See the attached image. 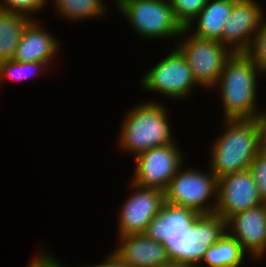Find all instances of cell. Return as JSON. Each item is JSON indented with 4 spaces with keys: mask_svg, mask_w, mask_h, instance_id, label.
I'll return each instance as SVG.
<instances>
[{
    "mask_svg": "<svg viewBox=\"0 0 266 267\" xmlns=\"http://www.w3.org/2000/svg\"><path fill=\"white\" fill-rule=\"evenodd\" d=\"M230 231V232H229ZM226 232L252 257L266 254V203L235 214L226 220Z\"/></svg>",
    "mask_w": 266,
    "mask_h": 267,
    "instance_id": "4fadbf2b",
    "label": "cell"
},
{
    "mask_svg": "<svg viewBox=\"0 0 266 267\" xmlns=\"http://www.w3.org/2000/svg\"><path fill=\"white\" fill-rule=\"evenodd\" d=\"M226 232V221L213 214H200L190 232L164 243L170 261L201 265L205 252Z\"/></svg>",
    "mask_w": 266,
    "mask_h": 267,
    "instance_id": "8992f818",
    "label": "cell"
},
{
    "mask_svg": "<svg viewBox=\"0 0 266 267\" xmlns=\"http://www.w3.org/2000/svg\"><path fill=\"white\" fill-rule=\"evenodd\" d=\"M161 267H201L200 265L188 264L182 262L169 261L166 264H163Z\"/></svg>",
    "mask_w": 266,
    "mask_h": 267,
    "instance_id": "f1b7e54d",
    "label": "cell"
},
{
    "mask_svg": "<svg viewBox=\"0 0 266 267\" xmlns=\"http://www.w3.org/2000/svg\"><path fill=\"white\" fill-rule=\"evenodd\" d=\"M181 168L164 190L165 203L188 208L198 214H213L218 200V178L211 170L202 173L191 168L181 171ZM209 200H212L210 204Z\"/></svg>",
    "mask_w": 266,
    "mask_h": 267,
    "instance_id": "5b68a950",
    "label": "cell"
},
{
    "mask_svg": "<svg viewBox=\"0 0 266 267\" xmlns=\"http://www.w3.org/2000/svg\"><path fill=\"white\" fill-rule=\"evenodd\" d=\"M33 260V261H32ZM27 267H47V253L38 254L37 256H34L33 259H31V262L28 264Z\"/></svg>",
    "mask_w": 266,
    "mask_h": 267,
    "instance_id": "83f0119b",
    "label": "cell"
},
{
    "mask_svg": "<svg viewBox=\"0 0 266 267\" xmlns=\"http://www.w3.org/2000/svg\"><path fill=\"white\" fill-rule=\"evenodd\" d=\"M115 6L134 28L145 38H178L187 32L176 20L169 0H115ZM117 4V5H116Z\"/></svg>",
    "mask_w": 266,
    "mask_h": 267,
    "instance_id": "277c9868",
    "label": "cell"
},
{
    "mask_svg": "<svg viewBox=\"0 0 266 267\" xmlns=\"http://www.w3.org/2000/svg\"><path fill=\"white\" fill-rule=\"evenodd\" d=\"M165 109L159 102L147 101L129 110L119 133L120 150L132 152L136 157L154 147L176 143Z\"/></svg>",
    "mask_w": 266,
    "mask_h": 267,
    "instance_id": "3957f363",
    "label": "cell"
},
{
    "mask_svg": "<svg viewBox=\"0 0 266 267\" xmlns=\"http://www.w3.org/2000/svg\"><path fill=\"white\" fill-rule=\"evenodd\" d=\"M245 54L266 74V18H263L260 29L252 39L251 46Z\"/></svg>",
    "mask_w": 266,
    "mask_h": 267,
    "instance_id": "603a6c76",
    "label": "cell"
},
{
    "mask_svg": "<svg viewBox=\"0 0 266 267\" xmlns=\"http://www.w3.org/2000/svg\"><path fill=\"white\" fill-rule=\"evenodd\" d=\"M47 267H63V265L54 258V256L47 254Z\"/></svg>",
    "mask_w": 266,
    "mask_h": 267,
    "instance_id": "f546056e",
    "label": "cell"
},
{
    "mask_svg": "<svg viewBox=\"0 0 266 267\" xmlns=\"http://www.w3.org/2000/svg\"><path fill=\"white\" fill-rule=\"evenodd\" d=\"M249 170L253 174L258 194L263 203H266V151L260 150L250 164Z\"/></svg>",
    "mask_w": 266,
    "mask_h": 267,
    "instance_id": "d4e9b609",
    "label": "cell"
},
{
    "mask_svg": "<svg viewBox=\"0 0 266 267\" xmlns=\"http://www.w3.org/2000/svg\"><path fill=\"white\" fill-rule=\"evenodd\" d=\"M47 3L48 0H1L0 10L20 14L31 20H36V18L32 19V13L34 14L36 11H42Z\"/></svg>",
    "mask_w": 266,
    "mask_h": 267,
    "instance_id": "cb8c5ba5",
    "label": "cell"
},
{
    "mask_svg": "<svg viewBox=\"0 0 266 267\" xmlns=\"http://www.w3.org/2000/svg\"><path fill=\"white\" fill-rule=\"evenodd\" d=\"M245 253L240 243L227 232L205 252L202 263L208 267H240Z\"/></svg>",
    "mask_w": 266,
    "mask_h": 267,
    "instance_id": "d6986e66",
    "label": "cell"
},
{
    "mask_svg": "<svg viewBox=\"0 0 266 267\" xmlns=\"http://www.w3.org/2000/svg\"><path fill=\"white\" fill-rule=\"evenodd\" d=\"M237 0H209L193 21L185 28L192 29L196 20V31L193 36L200 39L219 41L226 20L231 14L234 3ZM192 25V26H191Z\"/></svg>",
    "mask_w": 266,
    "mask_h": 267,
    "instance_id": "e0dca14e",
    "label": "cell"
},
{
    "mask_svg": "<svg viewBox=\"0 0 266 267\" xmlns=\"http://www.w3.org/2000/svg\"><path fill=\"white\" fill-rule=\"evenodd\" d=\"M31 19L0 10V62L12 60L24 29Z\"/></svg>",
    "mask_w": 266,
    "mask_h": 267,
    "instance_id": "ac0fdd59",
    "label": "cell"
},
{
    "mask_svg": "<svg viewBox=\"0 0 266 267\" xmlns=\"http://www.w3.org/2000/svg\"><path fill=\"white\" fill-rule=\"evenodd\" d=\"M182 160V153L176 143L146 150L136 156L132 183L164 191L183 165Z\"/></svg>",
    "mask_w": 266,
    "mask_h": 267,
    "instance_id": "9c48e42d",
    "label": "cell"
},
{
    "mask_svg": "<svg viewBox=\"0 0 266 267\" xmlns=\"http://www.w3.org/2000/svg\"><path fill=\"white\" fill-rule=\"evenodd\" d=\"M257 3L256 0H237L234 3L219 40L233 53H245L261 27L265 16Z\"/></svg>",
    "mask_w": 266,
    "mask_h": 267,
    "instance_id": "7c38bea8",
    "label": "cell"
},
{
    "mask_svg": "<svg viewBox=\"0 0 266 267\" xmlns=\"http://www.w3.org/2000/svg\"><path fill=\"white\" fill-rule=\"evenodd\" d=\"M224 133L212 145L209 169L217 178L246 170L261 150L255 119H225Z\"/></svg>",
    "mask_w": 266,
    "mask_h": 267,
    "instance_id": "7a4b0ae2",
    "label": "cell"
},
{
    "mask_svg": "<svg viewBox=\"0 0 266 267\" xmlns=\"http://www.w3.org/2000/svg\"><path fill=\"white\" fill-rule=\"evenodd\" d=\"M56 11L63 18L80 20L102 16L107 9L101 0H53Z\"/></svg>",
    "mask_w": 266,
    "mask_h": 267,
    "instance_id": "ffe728a7",
    "label": "cell"
},
{
    "mask_svg": "<svg viewBox=\"0 0 266 267\" xmlns=\"http://www.w3.org/2000/svg\"><path fill=\"white\" fill-rule=\"evenodd\" d=\"M249 169L218 178V200L215 214L225 221L231 216L262 204Z\"/></svg>",
    "mask_w": 266,
    "mask_h": 267,
    "instance_id": "8fae6325",
    "label": "cell"
},
{
    "mask_svg": "<svg viewBox=\"0 0 266 267\" xmlns=\"http://www.w3.org/2000/svg\"><path fill=\"white\" fill-rule=\"evenodd\" d=\"M262 71L245 53H233L215 86L220 91L225 119H255L257 75Z\"/></svg>",
    "mask_w": 266,
    "mask_h": 267,
    "instance_id": "6da1fadb",
    "label": "cell"
},
{
    "mask_svg": "<svg viewBox=\"0 0 266 267\" xmlns=\"http://www.w3.org/2000/svg\"><path fill=\"white\" fill-rule=\"evenodd\" d=\"M133 192L125 200L118 216V236L145 234L150 222L161 213L164 191L131 184ZM136 188V189H135Z\"/></svg>",
    "mask_w": 266,
    "mask_h": 267,
    "instance_id": "30bf717a",
    "label": "cell"
},
{
    "mask_svg": "<svg viewBox=\"0 0 266 267\" xmlns=\"http://www.w3.org/2000/svg\"><path fill=\"white\" fill-rule=\"evenodd\" d=\"M199 215L191 209L165 203L159 216L148 225L145 234L160 243H165L167 239H179L190 232Z\"/></svg>",
    "mask_w": 266,
    "mask_h": 267,
    "instance_id": "2e32d148",
    "label": "cell"
},
{
    "mask_svg": "<svg viewBox=\"0 0 266 267\" xmlns=\"http://www.w3.org/2000/svg\"><path fill=\"white\" fill-rule=\"evenodd\" d=\"M119 241L111 253L128 267H161L170 261L165 244L146 234L120 236Z\"/></svg>",
    "mask_w": 266,
    "mask_h": 267,
    "instance_id": "5bb4252c",
    "label": "cell"
},
{
    "mask_svg": "<svg viewBox=\"0 0 266 267\" xmlns=\"http://www.w3.org/2000/svg\"><path fill=\"white\" fill-rule=\"evenodd\" d=\"M209 0H169L176 20L186 28Z\"/></svg>",
    "mask_w": 266,
    "mask_h": 267,
    "instance_id": "7402d4cb",
    "label": "cell"
},
{
    "mask_svg": "<svg viewBox=\"0 0 266 267\" xmlns=\"http://www.w3.org/2000/svg\"><path fill=\"white\" fill-rule=\"evenodd\" d=\"M176 47L185 57L193 77L201 87L213 88L233 52L220 41L200 39L191 35Z\"/></svg>",
    "mask_w": 266,
    "mask_h": 267,
    "instance_id": "ba28073f",
    "label": "cell"
},
{
    "mask_svg": "<svg viewBox=\"0 0 266 267\" xmlns=\"http://www.w3.org/2000/svg\"><path fill=\"white\" fill-rule=\"evenodd\" d=\"M86 267V266H85ZM87 267H128L124 265L121 261H119L112 253L106 257L103 263L94 265V266H87Z\"/></svg>",
    "mask_w": 266,
    "mask_h": 267,
    "instance_id": "4316f807",
    "label": "cell"
},
{
    "mask_svg": "<svg viewBox=\"0 0 266 267\" xmlns=\"http://www.w3.org/2000/svg\"><path fill=\"white\" fill-rule=\"evenodd\" d=\"M36 20H31L23 31L12 60L18 62H44L50 67L55 53L59 51V41Z\"/></svg>",
    "mask_w": 266,
    "mask_h": 267,
    "instance_id": "9a60e30c",
    "label": "cell"
},
{
    "mask_svg": "<svg viewBox=\"0 0 266 267\" xmlns=\"http://www.w3.org/2000/svg\"><path fill=\"white\" fill-rule=\"evenodd\" d=\"M166 58L155 64L144 76L141 87L182 100L190 96L193 86L197 85L185 57L177 47Z\"/></svg>",
    "mask_w": 266,
    "mask_h": 267,
    "instance_id": "52a82bcc",
    "label": "cell"
},
{
    "mask_svg": "<svg viewBox=\"0 0 266 267\" xmlns=\"http://www.w3.org/2000/svg\"><path fill=\"white\" fill-rule=\"evenodd\" d=\"M45 69H47V65L44 62L23 63L15 60L2 61L0 62V82L5 80V78L14 81H22L27 79L29 76L31 77L34 73L38 74V72H44Z\"/></svg>",
    "mask_w": 266,
    "mask_h": 267,
    "instance_id": "44dd1931",
    "label": "cell"
},
{
    "mask_svg": "<svg viewBox=\"0 0 266 267\" xmlns=\"http://www.w3.org/2000/svg\"><path fill=\"white\" fill-rule=\"evenodd\" d=\"M255 121L259 128L260 148L266 151V112L258 113Z\"/></svg>",
    "mask_w": 266,
    "mask_h": 267,
    "instance_id": "484cf974",
    "label": "cell"
}]
</instances>
